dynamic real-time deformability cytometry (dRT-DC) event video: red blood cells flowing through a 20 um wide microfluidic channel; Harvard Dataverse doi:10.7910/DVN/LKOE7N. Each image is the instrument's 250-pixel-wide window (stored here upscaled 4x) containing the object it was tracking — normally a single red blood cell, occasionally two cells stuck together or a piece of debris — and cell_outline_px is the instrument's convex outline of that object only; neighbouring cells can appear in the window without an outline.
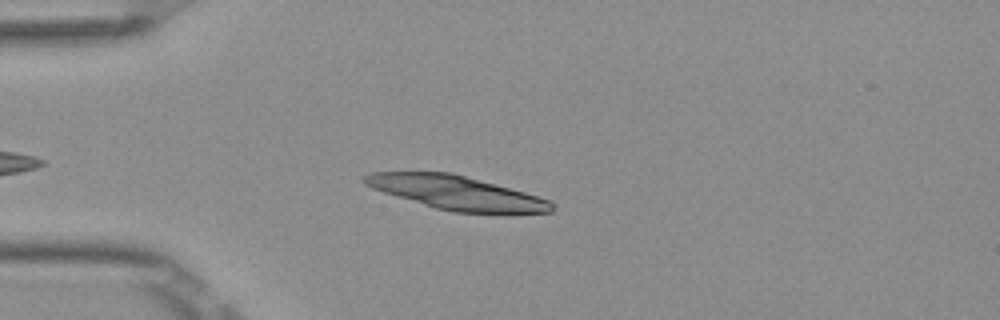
{"species": "Egyptian fruit bat (a non-hibernating species)", "species_latin": "Rousettus aegyptiacus", "temperature_condition": "room temperature", "stored_images_in_passage": 34, "camera_frame_rate_fps": 3000, "um_per_image_px": 0.085, "frame": {"image": 1, "passage_image": 7, "time_ms": 2.0, "image_size_px": [1000, 320], "cell_outline_px": [[556, 208], [552, 212], [452, 212], [436, 208], [384, 192], [372, 188], [364, 184], [360, 180], [360, 176], [372, 172], [452, 172], [524, 192], [552, 200]], "centroid_in_image_um": [38.76, 16.36], "position_along_channel_um": 46.2, "area_um2": 36.41}}